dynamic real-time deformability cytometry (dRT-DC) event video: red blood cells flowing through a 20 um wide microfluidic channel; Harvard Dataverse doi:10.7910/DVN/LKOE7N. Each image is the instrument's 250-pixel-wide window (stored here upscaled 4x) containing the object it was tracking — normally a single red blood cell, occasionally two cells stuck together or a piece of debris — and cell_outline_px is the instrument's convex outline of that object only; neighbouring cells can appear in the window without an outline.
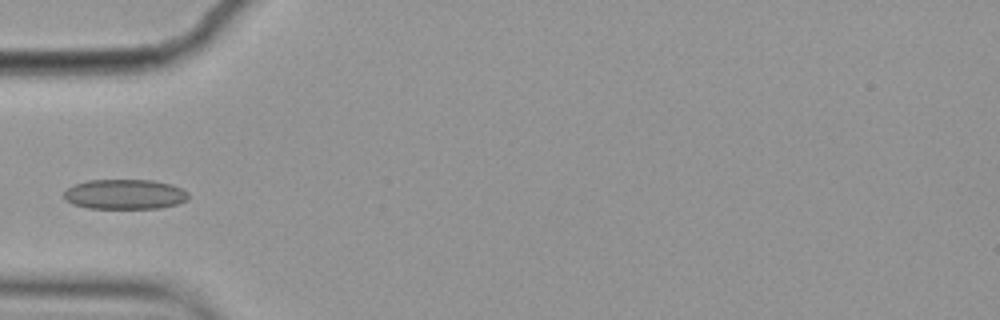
{"species": "common noctule bat (a hibernating species)", "species_latin": "Nyctalus noctula", "temperature_condition": "cold", "stored_images_in_passage": 5, "camera_frame_rate_fps": 3000, "um_per_image_px": 0.085, "animal": {"sex": "female", "body_mass_g": 19.9}, "frame": {"image": 1, "passage_image": 5, "time_ms": 1.333, "image_size_px": [1000, 320], "cell_outline_px": [[188, 200], [176, 204], [160, 208], [88, 208], [72, 204], [64, 200], [64, 192], [72, 184], [88, 180], [152, 180], [172, 184], [188, 192]], "centroid_in_image_um": [10.58, 16.51], "position_along_channel_um": 74.4, "area_um2": 21.85}}